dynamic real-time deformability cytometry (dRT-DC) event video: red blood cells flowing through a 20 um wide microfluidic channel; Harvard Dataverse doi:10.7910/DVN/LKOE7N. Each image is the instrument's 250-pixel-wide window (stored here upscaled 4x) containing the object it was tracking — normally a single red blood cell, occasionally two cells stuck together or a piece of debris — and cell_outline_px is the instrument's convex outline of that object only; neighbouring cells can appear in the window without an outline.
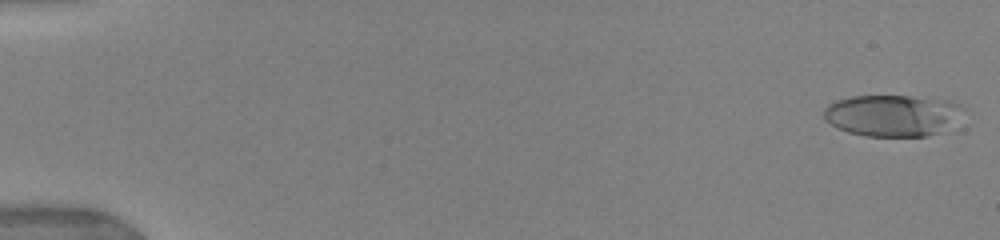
{"species": "human", "species_latin": "Homo sapiens", "temperature_condition": "warm", "stored_images_in_passage": 14, "camera_frame_rate_fps": 3000, "um_per_image_px": 0.085, "donor": {"sex": "female"}, "frame": {"image": 1, "passage_image": 1, "time_ms": 0.0, "image_size_px": [1000, 240], "cell_outline_px": [[968, 108], [936, 132], [928, 136], [864, 136], [848, 132], [836, 128], [824, 120], [824, 108], [828, 104], [836, 100], [852, 96], [908, 96], [948, 100], [964, 104]], "centroid_in_image_um": [75.78, 9.79], "position_along_channel_um": 9.2, "area_um2": 33.58}}
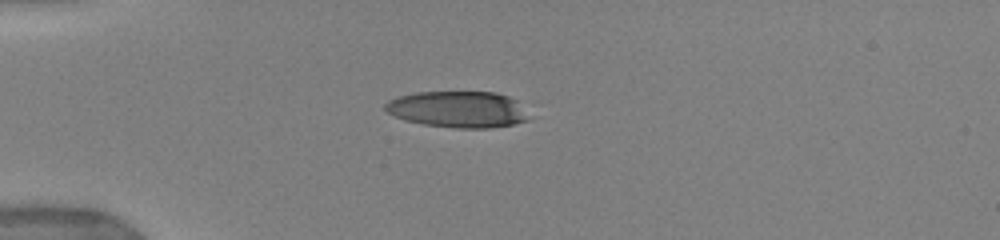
{"frame": {"image": 2, "passage_image": 8, "time_ms": 4.333, "image_size_px": [1000, 240], "cell_outline_px": [[532, 116], [528, 120], [512, 124], [492, 128], [456, 128], [424, 124], [404, 120], [388, 112], [384, 108], [384, 104], [388, 100], [396, 96], [416, 92], [496, 92], [508, 96], [516, 100]], "centroid_in_image_um": [38.94, 9.29], "position_along_channel_um": 46.1, "area_um2": 30.69}}